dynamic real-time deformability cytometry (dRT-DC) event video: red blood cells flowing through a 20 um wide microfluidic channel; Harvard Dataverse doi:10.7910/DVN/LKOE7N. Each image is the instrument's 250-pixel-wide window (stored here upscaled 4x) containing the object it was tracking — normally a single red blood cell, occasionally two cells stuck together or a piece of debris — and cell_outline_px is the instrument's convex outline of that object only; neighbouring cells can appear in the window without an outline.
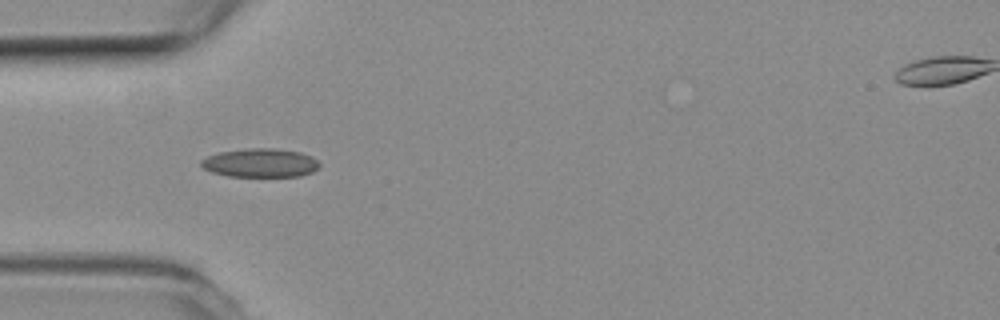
{"species": "common noctule bat (a hibernating species)", "species_latin": "Nyctalus noctula", "temperature_condition": "room temperature", "stored_images_in_passage": 3, "camera_frame_rate_fps": 3000, "um_per_image_px": 0.085, "animal": {"sex": "female", "body_mass_g": 19.3, "forearm_length_mm": 54.1}, "frame": {"image": 1, "passage_image": 2, "time_ms": 0.333, "image_size_px": [1000, 320], "cell_outline_px": [[320, 168], [312, 172], [300, 176], [228, 176], [212, 172], [204, 168], [200, 164], [200, 160], [208, 156], [220, 152], [248, 148], [276, 148], [300, 152], [312, 156], [320, 164]], "centroid_in_image_um": [22.15, 13.84], "position_along_channel_um": 62.9, "area_um2": 19.83}}
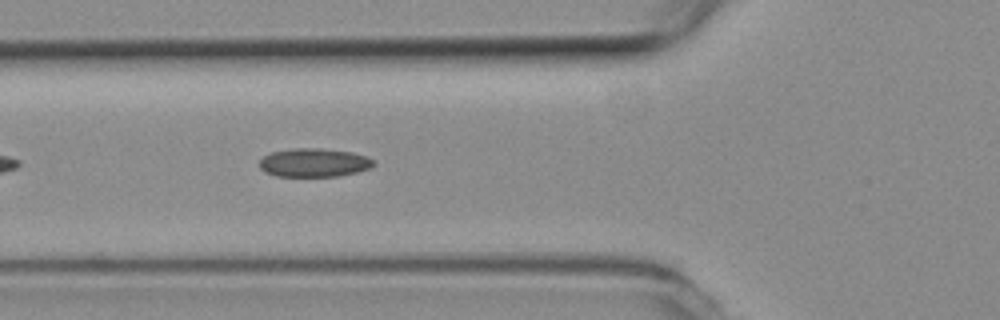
{"frame": {"image": 2, "passage_image": 3, "time_ms": 0.667, "image_size_px": [1000, 320], "cell_outline_px": [[376, 164], [372, 168], [356, 172], [336, 176], [276, 176], [264, 172], [260, 168], [260, 160], [264, 156], [272, 152], [292, 148], [320, 148], [352, 152], [368, 156], [376, 160]], "centroid_in_image_um": [26.74, 13.82], "position_along_channel_um": 99.1, "area_um2": 19.19}}